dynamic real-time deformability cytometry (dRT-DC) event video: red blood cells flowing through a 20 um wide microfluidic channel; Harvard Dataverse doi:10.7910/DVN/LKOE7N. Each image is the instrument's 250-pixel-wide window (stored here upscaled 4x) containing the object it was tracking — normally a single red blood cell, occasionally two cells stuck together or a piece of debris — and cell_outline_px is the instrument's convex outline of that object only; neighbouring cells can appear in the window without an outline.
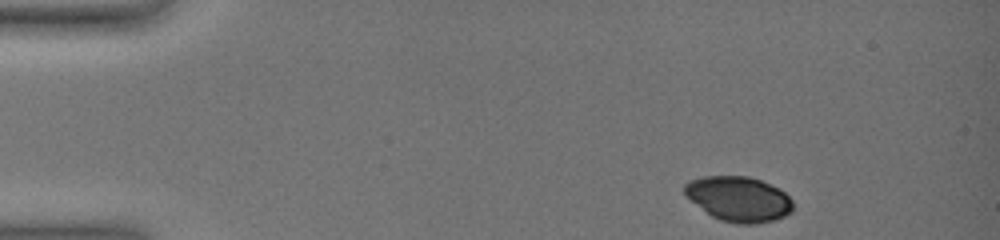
{"species": "common noctule bat (a hibernating species)", "species_latin": "Nyctalus noctula", "temperature_condition": "warm", "stored_images_in_passage": 22, "camera_frame_rate_fps": 3000, "um_per_image_px": 0.085, "animal": {"sex": "female", "body_mass_g": 19.0, "forearm_length_mm": 51.5}, "frame": {"image": 1, "passage_image": 1, "time_ms": 0.0, "image_size_px": [1000, 240], "cell_outline_px": [[792, 212], [784, 216], [772, 220], [756, 224], [736, 224], [720, 220], [712, 216], [692, 200], [684, 192], [684, 184], [692, 180], [704, 176], [748, 176], [760, 180], [780, 188], [792, 200]], "centroid_in_image_um": [62.82, 16.91], "position_along_channel_um": 22.2, "area_um2": 28.21}}
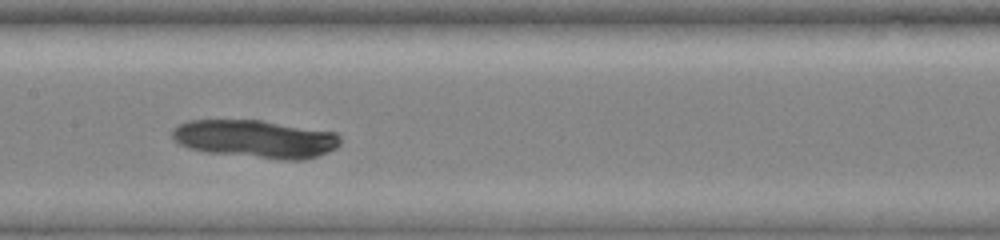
{"frame": {"image": 2, "passage_image": 15, "time_ms": 7.333, "image_size_px": [1000, 240], "cell_outline_px": [[340, 144], [336, 148], [328, 152], [304, 160], [284, 160], [208, 152], [188, 148], [172, 140], [172, 128], [188, 120], [264, 120], [336, 132], [340, 136]], "centroid_in_image_um": [21.72, 11.8], "position_along_channel_um": 185.7, "area_um2": 37.4}}
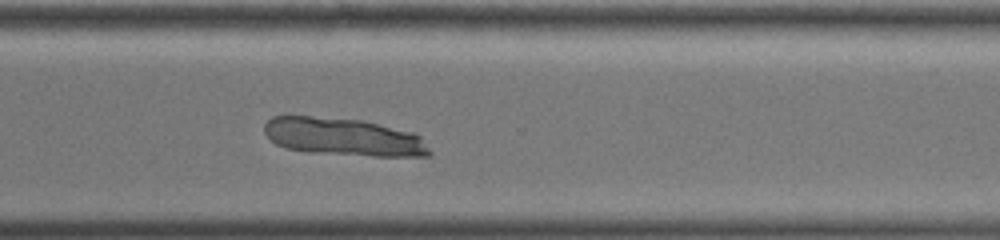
{"frame": {"image": 3, "passage_image": 22, "time_ms": 11.667, "image_size_px": [1000, 240], "cell_outline_px": [[432, 152], [428, 156], [372, 156], [308, 152], [288, 148], [276, 144], [264, 132], [264, 124], [272, 116], [308, 116], [364, 120], [416, 132], [420, 136]], "centroid_in_image_um": [29.24, 11.63], "position_along_channel_um": 341.4, "area_um2": 36.53}}